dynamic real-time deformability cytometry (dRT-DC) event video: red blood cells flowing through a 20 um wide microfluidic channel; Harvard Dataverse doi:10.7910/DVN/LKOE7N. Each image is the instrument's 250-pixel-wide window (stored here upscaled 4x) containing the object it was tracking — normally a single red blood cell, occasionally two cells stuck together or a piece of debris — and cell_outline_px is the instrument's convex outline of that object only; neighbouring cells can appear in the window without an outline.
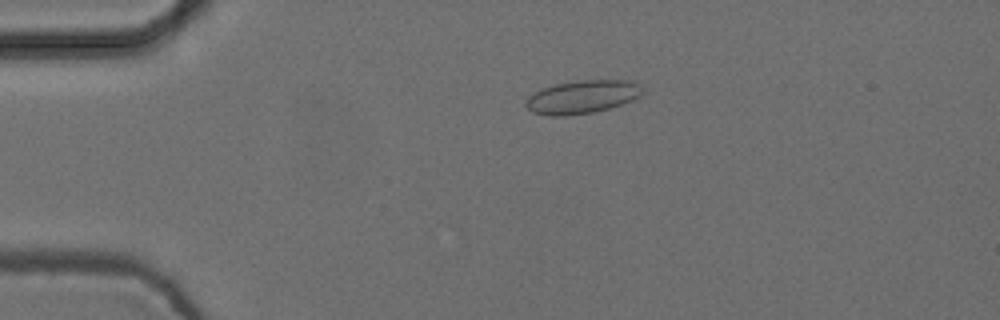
{"species": "common noctule bat (a hibernating species)", "species_latin": "Nyctalus noctula", "temperature_condition": "cold", "stored_images_in_passage": 55, "camera_frame_rate_fps": 3000, "um_per_image_px": 0.085, "animal": {"sex": "female", "body_mass_g": 24.6, "forearm_length_mm": 56.2}, "frame": {"image": 1, "passage_image": 12, "time_ms": 3.667, "image_size_px": [1000, 320], "cell_outline_px": [[644, 92], [640, 96], [632, 100], [608, 108], [592, 112], [564, 116], [548, 116], [532, 112], [524, 104], [528, 96], [540, 88], [552, 84], [576, 80], [628, 80], [640, 84]], "centroid_in_image_um": [49.45, 8.22], "position_along_channel_um": 35.5, "area_um2": 22.77}}
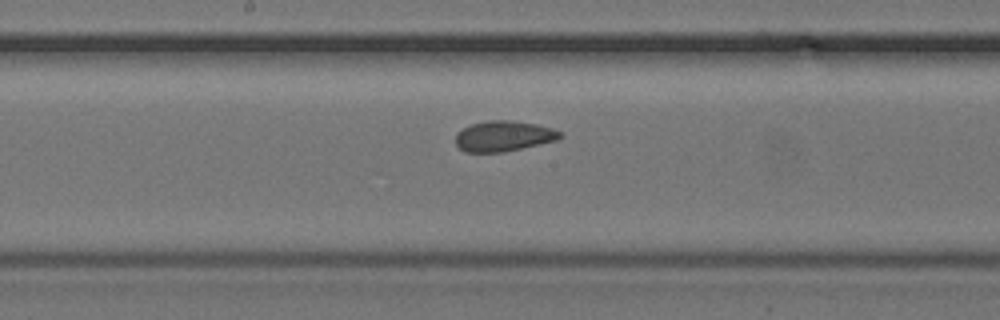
{"frame": {"image": 2, "passage_image": 29, "time_ms": 9.333, "image_size_px": [1000, 320], "cell_outline_px": [[564, 136], [556, 140], [520, 148], [500, 152], [464, 152], [456, 144], [456, 132], [472, 124], [488, 120], [508, 120], [536, 124], [552, 128], [560, 132]], "centroid_in_image_um": [42.79, 11.56], "position_along_channel_um": 205.4, "area_um2": 18.32}}
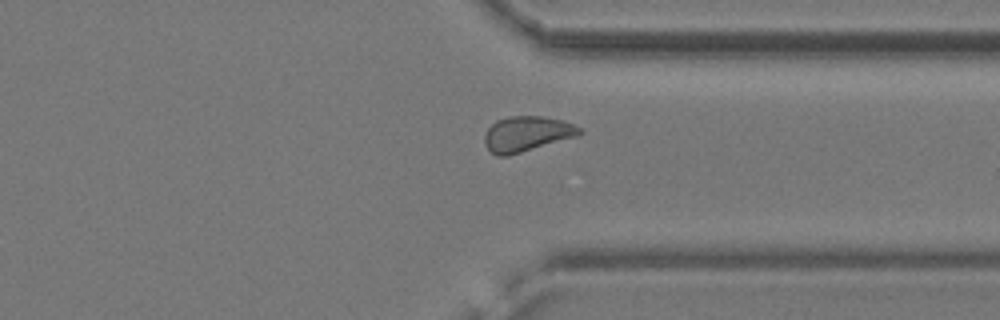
{"frame": {"image": 3, "passage_image": 42, "time_ms": 13.667, "image_size_px": [1000, 320], "cell_outline_px": [[584, 132], [576, 136], [508, 156], [496, 156], [484, 144], [484, 136], [488, 128], [496, 120], [508, 116], [540, 116], [564, 120], [580, 128]], "centroid_in_image_um": [44.75, 11.37], "position_along_channel_um": 366.6, "area_um2": 19.42}, "authors_computed_cell_mechanics": {"area_um2": 19.363, "velocity_mm_per_s": 3.7296, "shape_relaxation_time_tau1_ms": null, "shape_relaxation_time_tau2_ms": 1.7283, "deformation_change_tau1": null, "deformation_change_tau2": 0.0539}}